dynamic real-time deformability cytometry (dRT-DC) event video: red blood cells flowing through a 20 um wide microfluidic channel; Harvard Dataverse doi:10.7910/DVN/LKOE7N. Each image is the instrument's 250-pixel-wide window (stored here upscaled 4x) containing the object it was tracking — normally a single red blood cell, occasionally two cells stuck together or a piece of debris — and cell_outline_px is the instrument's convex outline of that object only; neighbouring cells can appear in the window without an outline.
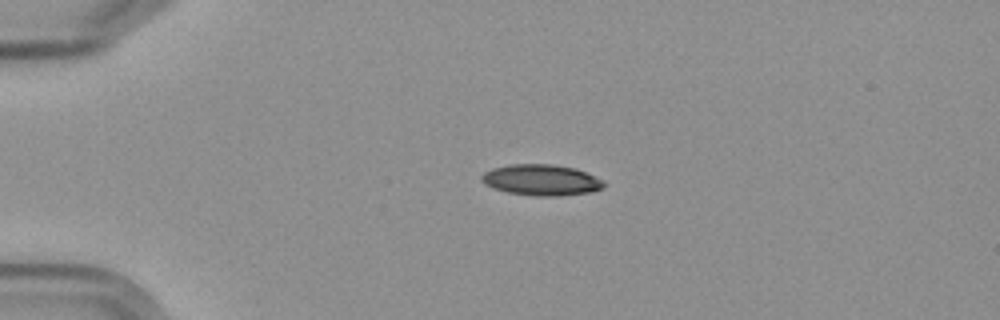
{"species": "Egyptian fruit bat (a non-hibernating species)", "species_latin": "Rousettus aegyptiacus", "temperature_condition": "cold", "stored_images_in_passage": 2, "camera_frame_rate_fps": 3000, "um_per_image_px": 0.085, "frame": {"image": 1, "passage_image": 1, "time_ms": 0.0, "image_size_px": [1000, 320], "cell_outline_px": [[604, 188], [592, 192], [560, 196], [536, 196], [508, 192], [492, 188], [484, 184], [480, 180], [480, 176], [484, 172], [492, 168], [508, 164], [552, 164], [576, 168], [604, 180]], "centroid_in_image_um": [46.0, 15.3], "position_along_channel_um": 39.0, "area_um2": 22.37}}